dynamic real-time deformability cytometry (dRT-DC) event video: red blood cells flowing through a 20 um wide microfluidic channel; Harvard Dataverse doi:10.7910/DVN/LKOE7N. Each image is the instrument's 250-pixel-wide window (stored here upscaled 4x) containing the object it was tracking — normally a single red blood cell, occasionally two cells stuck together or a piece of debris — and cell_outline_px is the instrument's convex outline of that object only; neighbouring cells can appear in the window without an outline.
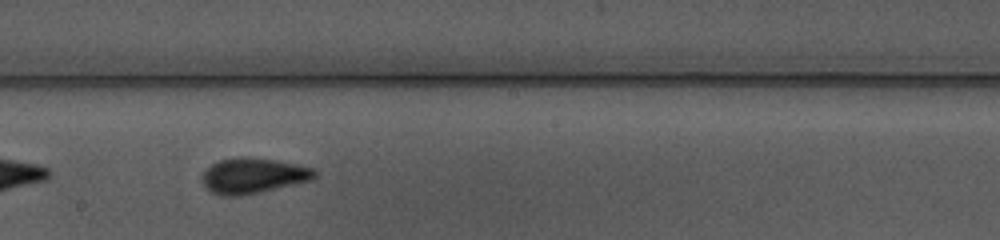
{"species": "common noctule bat (a hibernating species)", "species_latin": "Nyctalus noctula", "temperature_condition": "warm", "stored_images_in_passage": 32, "camera_frame_rate_fps": 3000, "um_per_image_px": 0.085, "animal": {"sex": "female", "body_mass_g": 10.0, "forearm_length_mm": 53.1}, "frame": {"image": 1, "passage_image": 14, "time_ms": 4.333, "image_size_px": [1000, 240], "cell_outline_px": [[316, 176], [312, 180], [260, 192], [240, 196], [224, 196], [212, 192], [200, 180], [204, 172], [212, 164], [220, 160], [240, 156], [248, 156], [276, 160], [296, 164], [312, 168], [316, 172]], "centroid_in_image_um": [21.51, 14.92], "position_along_channel_um": 226.7, "area_um2": 23.18}, "authors_computed_cell_mechanics": {"area_um2": 21.5883, "velocity_mm_per_s": 3.9117, "shape_relaxation_time_tau1_ms": 4.1198, "shape_relaxation_time_tau2_ms": 1.3809, "deformation_change_tau1": 0.1418, "deformation_change_tau2": 0.0804}}